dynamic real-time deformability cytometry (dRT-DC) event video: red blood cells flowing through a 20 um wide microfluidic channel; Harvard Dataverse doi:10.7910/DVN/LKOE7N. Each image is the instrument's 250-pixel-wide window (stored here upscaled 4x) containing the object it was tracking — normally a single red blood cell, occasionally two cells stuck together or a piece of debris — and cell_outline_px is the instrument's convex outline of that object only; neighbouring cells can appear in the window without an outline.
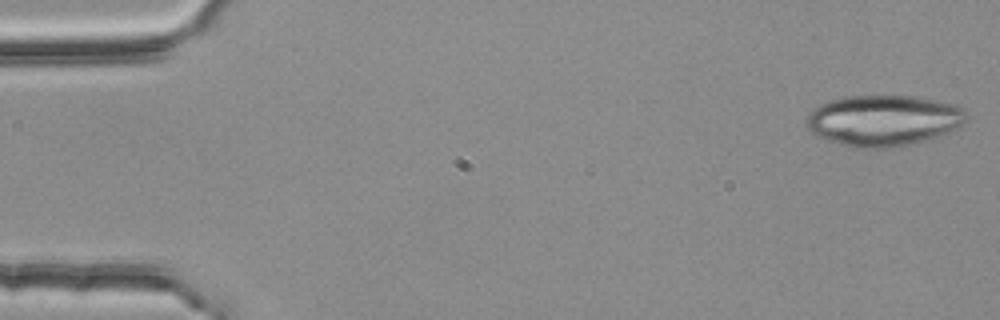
{"species": "common noctule bat (a hibernating species)", "species_latin": "Nyctalus noctula", "temperature_condition": "room temperature", "stored_images_in_passage": 2, "camera_frame_rate_fps": 3000, "um_per_image_px": 0.085, "animal": {"sex": "female", "body_mass_g": 25.1}, "frame": {"image": 1, "passage_image": 2, "time_ms": 0.333, "image_size_px": [1000, 320], "cell_outline_px": [[964, 120], [956, 128], [948, 132], [924, 140], [908, 144], [888, 148], [856, 148], [824, 140], [816, 136], [804, 124], [812, 108], [828, 100], [844, 96], [916, 96], [956, 104], [964, 108]], "centroid_in_image_um": [75.02, 10.23], "position_along_channel_um": 10.0, "area_um2": 47.51}}